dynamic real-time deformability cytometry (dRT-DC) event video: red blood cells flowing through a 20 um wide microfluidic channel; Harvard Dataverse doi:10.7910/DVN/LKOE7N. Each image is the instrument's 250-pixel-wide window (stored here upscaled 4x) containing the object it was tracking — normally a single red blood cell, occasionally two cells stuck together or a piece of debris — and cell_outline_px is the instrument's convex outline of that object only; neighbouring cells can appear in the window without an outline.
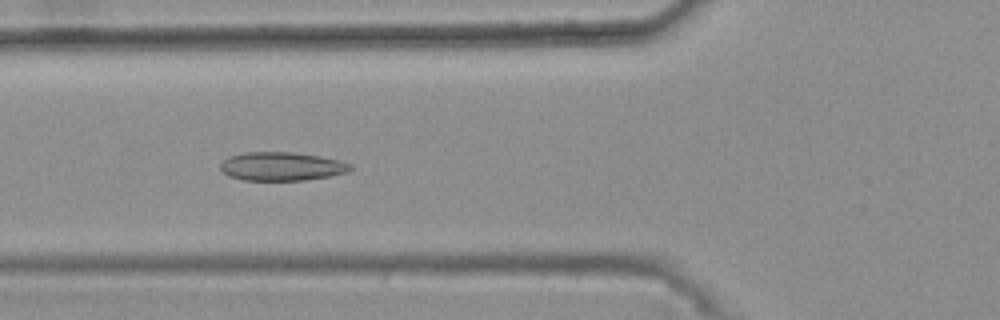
{"species": "common noctule bat (a hibernating species)", "species_latin": "Nyctalus noctula", "temperature_condition": "warm", "stored_images_in_passage": 45, "camera_frame_rate_fps": 3000, "um_per_image_px": 0.085, "animal": {"sex": "female", "body_mass_g": 25.1}, "frame": {"image": 1, "passage_image": 19, "time_ms": 6.0, "image_size_px": [1000, 320], "cell_outline_px": [[352, 168], [348, 172], [328, 176], [304, 180], [240, 180], [228, 176], [220, 168], [220, 164], [228, 156], [244, 152], [292, 152], [320, 156], [340, 160], [352, 164]], "centroid_in_image_um": [23.93, 14.14], "position_along_channel_um": 101.9, "area_um2": 21.73}}
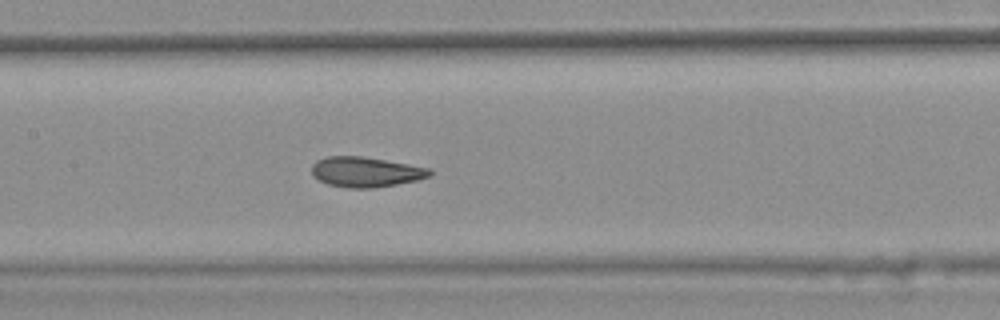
{"frame": {"image": 2, "passage_image": 25, "time_ms": 8.0, "image_size_px": [1000, 320], "cell_outline_px": [[432, 172], [428, 176], [420, 180], [372, 188], [348, 188], [328, 184], [312, 176], [312, 164], [316, 160], [328, 156], [360, 156], [432, 168]], "centroid_in_image_um": [31.08, 14.61], "position_along_channel_um": 176.3, "area_um2": 20.69}}
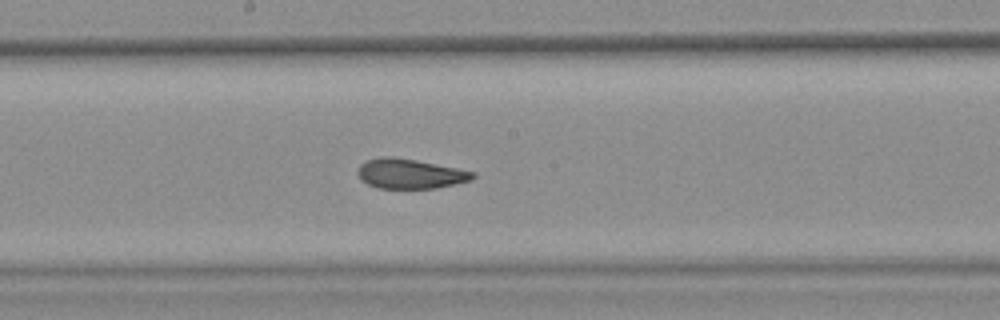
{"frame": {"image": 3, "passage_image": 28, "time_ms": 9.0, "image_size_px": [1000, 320], "cell_outline_px": [[476, 176], [472, 180], [436, 188], [376, 188], [360, 180], [356, 172], [360, 164], [364, 160], [380, 156], [392, 156], [416, 160], [476, 172]], "centroid_in_image_um": [34.8, 14.76], "position_along_channel_um": 213.4, "area_um2": 20.17}, "authors_computed_cell_mechanics": {"area_um2": 20.8658, "velocity_mm_per_s": 3.7101, "shape_relaxation_time_tau1_ms": null, "shape_relaxation_time_tau2_ms": 1.387, "deformation_change_tau1": null, "deformation_change_tau2": 0.0698}}